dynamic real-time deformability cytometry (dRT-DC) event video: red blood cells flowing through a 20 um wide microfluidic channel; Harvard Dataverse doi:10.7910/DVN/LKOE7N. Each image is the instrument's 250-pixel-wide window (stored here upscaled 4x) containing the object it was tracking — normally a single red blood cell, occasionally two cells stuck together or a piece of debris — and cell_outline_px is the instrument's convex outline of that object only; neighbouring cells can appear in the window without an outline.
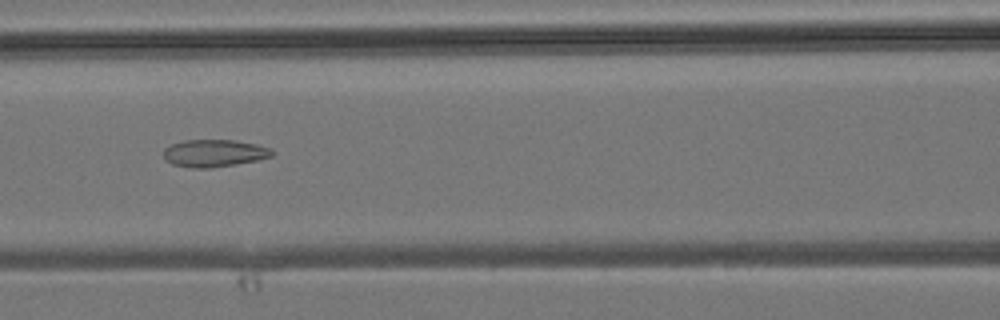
{"species": "common noctule bat (a hibernating species)", "species_latin": "Nyctalus noctula", "temperature_condition": "room temperature", "stored_images_in_passage": 7, "camera_frame_rate_fps": 3000, "um_per_image_px": 0.085, "animal": {"sex": "male", "body_mass_g": 19.2, "forearm_length_mm": 51.8}, "frame": {"image": 1, "passage_image": 7, "time_ms": 6.667, "image_size_px": [1000, 320], "cell_outline_px": [[272, 156], [256, 160], [236, 164], [208, 168], [192, 168], [172, 164], [164, 156], [164, 148], [172, 144], [184, 140], [236, 140], [256, 144], [272, 148]], "centroid_in_image_um": [18.21, 13.01], "position_along_channel_um": 148.4, "area_um2": 17.17}}